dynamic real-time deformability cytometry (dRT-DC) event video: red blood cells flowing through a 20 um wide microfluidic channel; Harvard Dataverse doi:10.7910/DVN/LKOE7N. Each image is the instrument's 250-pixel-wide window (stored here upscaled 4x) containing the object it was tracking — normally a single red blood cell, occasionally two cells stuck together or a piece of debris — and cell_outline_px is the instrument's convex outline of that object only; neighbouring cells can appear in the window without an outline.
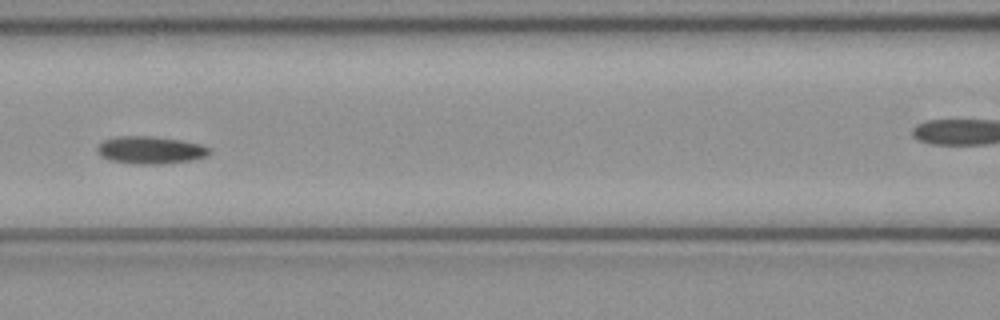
{"species": "common noctule bat (a hibernating species)", "species_latin": "Nyctalus noctula", "temperature_condition": "cold", "stored_images_in_passage": 6, "segment_of_instrument_passage": [1, 2], "camera_frame_rate_fps": 3000, "um_per_image_px": 0.085, "animal": {"sex": "female", "body_mass_g": 21.9}, "frame": {"image": 1, "passage_image": 5, "time_ms": 1.333, "image_size_px": [1000, 320], "cell_outline_px": [[212, 152], [208, 156], [192, 160], [160, 164], [136, 164], [108, 160], [100, 156], [96, 152], [96, 148], [104, 140], [116, 136], [152, 136], [180, 140], [200, 144], [212, 148]], "centroid_in_image_um": [12.79, 12.76], "position_along_channel_um": 153.8, "area_um2": 18.21}}